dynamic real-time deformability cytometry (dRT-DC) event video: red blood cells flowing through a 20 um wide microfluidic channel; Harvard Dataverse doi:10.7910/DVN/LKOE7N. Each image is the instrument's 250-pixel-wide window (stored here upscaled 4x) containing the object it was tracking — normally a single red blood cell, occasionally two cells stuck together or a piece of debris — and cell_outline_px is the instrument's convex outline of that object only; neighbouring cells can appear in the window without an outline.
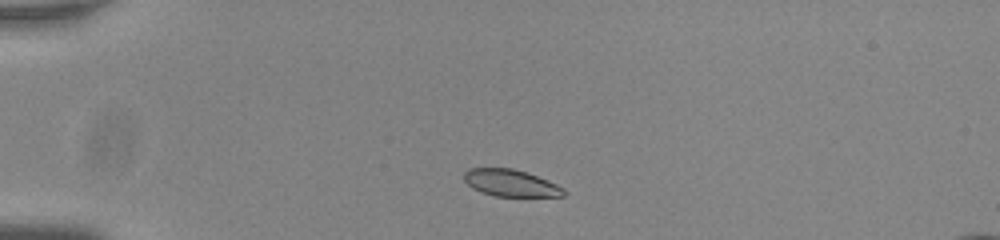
{"species": "common noctule bat (a hibernating species)", "species_latin": "Nyctalus noctula", "temperature_condition": "room temperature", "stored_images_in_passage": 42, "camera_frame_rate_fps": 3000, "um_per_image_px": 0.085, "animal": {"sex": "male", "body_mass_g": 20.0, "forearm_length_mm": 53.3}, "frame": {"image": 1, "passage_image": 1, "time_ms": 0.0, "image_size_px": [1000, 240], "cell_outline_px": [[568, 192], [564, 196], [496, 196], [472, 188], [464, 180], [464, 172], [468, 168], [512, 168], [548, 180], [564, 188]], "centroid_in_image_um": [43.42, 15.55], "position_along_channel_um": 41.6, "area_um2": 15.49}}
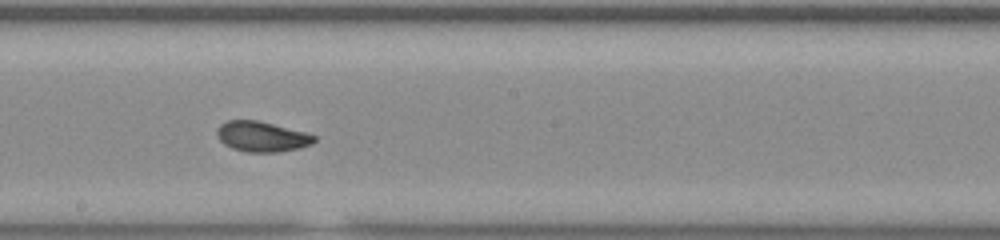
{"frame": {"image": 2, "passage_image": 19, "time_ms": 6.0, "image_size_px": [1000, 240], "cell_outline_px": [[316, 140], [312, 144], [300, 148], [276, 152], [248, 152], [232, 148], [224, 144], [216, 136], [216, 128], [220, 124], [228, 120], [256, 120], [304, 132], [316, 136]], "centroid_in_image_um": [22.22, 11.61], "position_along_channel_um": 226.0, "area_um2": 17.11}}
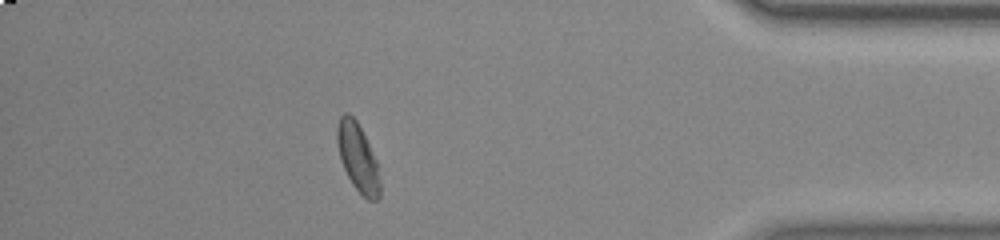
{"frame": {"image": 3, "passage_image": 36, "time_ms": 11.667, "image_size_px": [1000, 240], "cell_outline_px": [[380, 196], [376, 200], [368, 200], [352, 184], [340, 160], [336, 144], [336, 128], [340, 116], [344, 112], [348, 112], [356, 120], [376, 160], [380, 180]], "centroid_in_image_um": [30.38, 13.38], "position_along_channel_um": 404.8, "area_um2": 16.88}, "authors_computed_cell_mechanics": {"area_um2": 17.2244, "velocity_mm_per_s": 3.7714, "shape_relaxation_time_tau1_ms": 4.5801, "shape_relaxation_time_tau2_ms": 1.0852, "deformation_change_tau1": 0.1342, "deformation_change_tau2": 0.041}}